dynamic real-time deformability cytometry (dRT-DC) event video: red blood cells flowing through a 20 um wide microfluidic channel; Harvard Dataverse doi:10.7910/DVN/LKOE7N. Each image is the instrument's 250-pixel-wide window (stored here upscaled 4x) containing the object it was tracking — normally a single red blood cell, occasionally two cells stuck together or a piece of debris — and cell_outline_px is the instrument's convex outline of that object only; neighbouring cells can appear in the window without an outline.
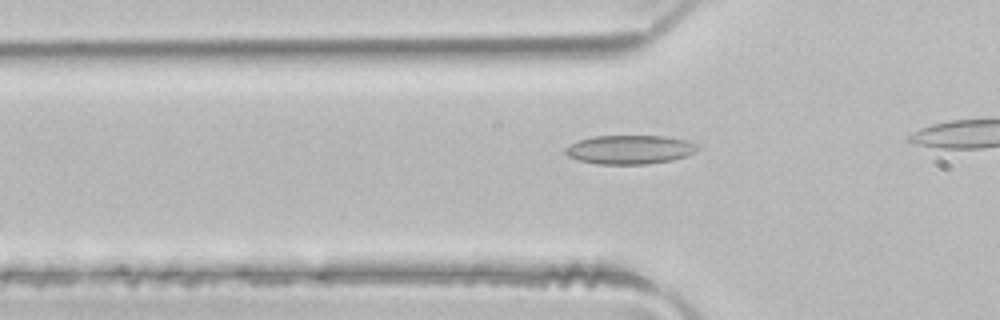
{"species": "common noctule bat (a hibernating species)", "species_latin": "Nyctalus noctula", "temperature_condition": "room temperature", "stored_images_in_passage": 10, "camera_frame_rate_fps": 3000, "um_per_image_px": 0.085, "animal": {"sex": "male", "body_mass_g": 21.5, "forearm_length_mm": 52.0}, "frame": {"image": 1, "passage_image": 5, "time_ms": 1.333, "image_size_px": [1000, 320], "cell_outline_px": [[700, 148], [696, 152], [688, 156], [672, 160], [648, 164], [596, 164], [580, 160], [568, 156], [564, 152], [564, 148], [580, 140], [592, 136], [664, 136], [684, 140], [696, 144]], "centroid_in_image_um": [53.55, 12.72], "position_along_channel_um": 72.2, "area_um2": 22.25}}
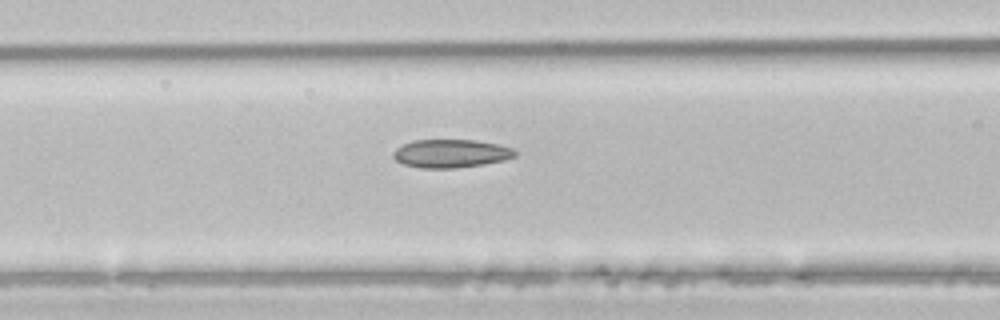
{"frame": {"image": 2, "passage_image": 9, "time_ms": 2.667, "image_size_px": [1000, 320], "cell_outline_px": [[516, 156], [504, 160], [484, 164], [456, 168], [420, 168], [404, 164], [396, 160], [392, 156], [392, 152], [396, 148], [412, 140], [476, 140], [500, 144], [512, 148], [516, 152]], "centroid_in_image_um": [38.33, 13.04], "position_along_channel_um": 128.3, "area_um2": 20.17}}